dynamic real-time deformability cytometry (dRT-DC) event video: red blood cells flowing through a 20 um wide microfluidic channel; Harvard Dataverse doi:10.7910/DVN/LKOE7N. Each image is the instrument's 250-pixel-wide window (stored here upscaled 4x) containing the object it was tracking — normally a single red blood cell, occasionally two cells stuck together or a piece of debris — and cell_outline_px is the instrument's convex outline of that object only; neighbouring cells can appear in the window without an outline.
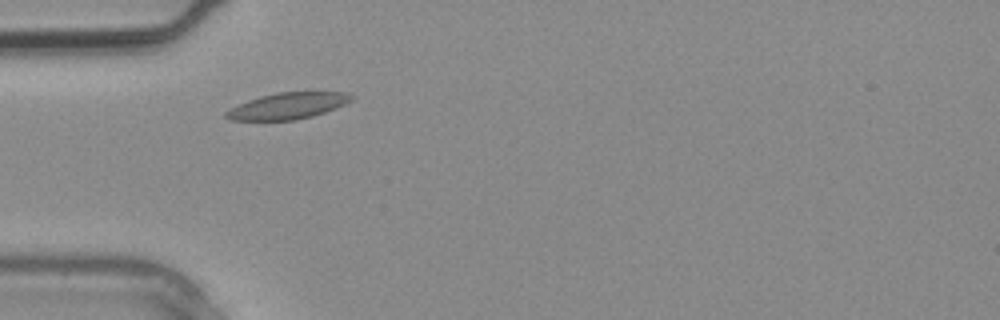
{"species": "common noctule bat (a hibernating species)", "species_latin": "Nyctalus noctula", "temperature_condition": "warm", "stored_images_in_passage": 1, "camera_frame_rate_fps": 3000, "um_per_image_px": 0.085, "animal": {"sex": "male", "body_mass_g": 20.4}, "frame": {"image": 1, "passage_image": 1, "time_ms": 0.0, "image_size_px": [1000, 320], "cell_outline_px": [[356, 96], [352, 100], [336, 108], [312, 116], [296, 120], [228, 120], [224, 116], [224, 112], [248, 100], [260, 96], [276, 92], [348, 92]], "centroid_in_image_um": [24.48, 8.99], "position_along_channel_um": 60.5, "area_um2": 19.25}}